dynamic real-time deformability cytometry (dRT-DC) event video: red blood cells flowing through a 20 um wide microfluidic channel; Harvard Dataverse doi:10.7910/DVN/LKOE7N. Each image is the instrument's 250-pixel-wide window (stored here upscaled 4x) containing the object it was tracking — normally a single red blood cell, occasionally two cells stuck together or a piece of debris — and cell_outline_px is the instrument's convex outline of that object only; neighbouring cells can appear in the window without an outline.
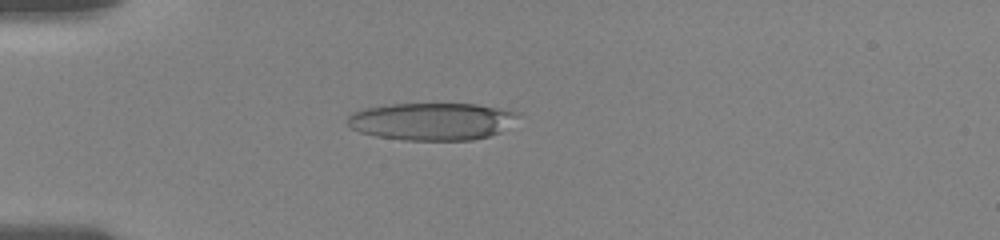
{"species": "human", "species_latin": "Homo sapiens", "temperature_condition": "room temperature", "stored_images_in_passage": 48, "camera_frame_rate_fps": 3000, "um_per_image_px": 0.085, "donor": {"sex": "female"}, "frame": {"image": 1, "passage_image": 12, "time_ms": 4.667, "image_size_px": [1000, 240], "cell_outline_px": [[520, 116], [500, 132], [488, 136], [472, 140], [404, 140], [376, 136], [360, 132], [352, 128], [348, 124], [348, 116], [352, 112], [364, 108], [392, 104], [476, 104], [508, 108], [520, 112]], "centroid_in_image_um": [36.75, 10.31], "position_along_channel_um": 48.2, "area_um2": 37.4}}
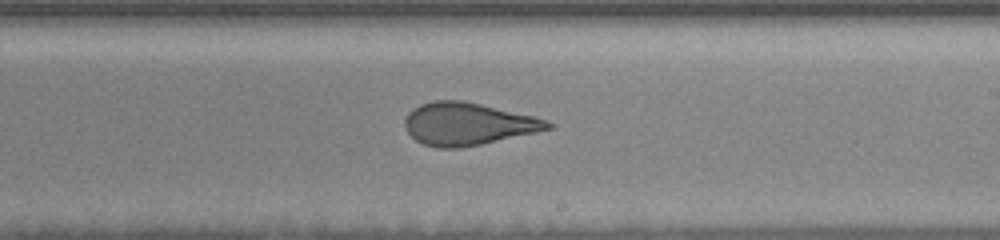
{"frame": {"image": 2, "passage_image": 30, "time_ms": 10.667, "image_size_px": [1000, 240], "cell_outline_px": [[556, 124], [552, 128], [480, 144], [460, 148], [436, 148], [424, 144], [416, 140], [408, 132], [404, 124], [404, 120], [408, 112], [412, 108], [420, 104], [436, 100], [460, 100], [480, 104], [536, 116], [548, 120]], "centroid_in_image_um": [39.76, 10.52], "position_along_channel_um": 249.2, "area_um2": 35.26}}
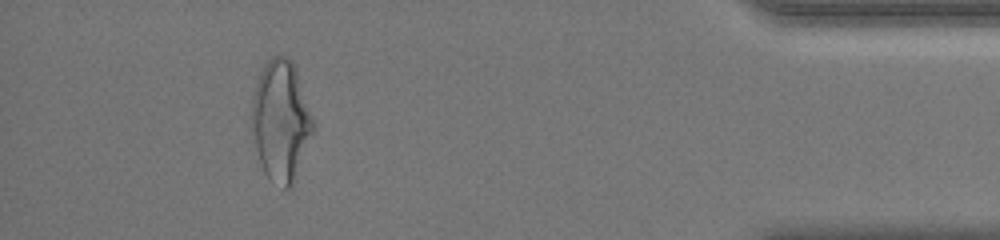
{"frame": {"image": 3, "passage_image": 45, "time_ms": 16.333, "image_size_px": [1000, 240], "cell_outline_px": [[316, 132], [292, 188], [284, 188], [268, 176], [264, 172], [260, 164], [256, 148], [252, 128], [252, 96], [260, 72], [264, 64], [272, 56], [288, 56], [292, 60], [296, 68], [316, 124]], "centroid_in_image_um": [23.93, 10.27], "position_along_channel_um": 411.3, "area_um2": 43.87}, "authors_computed_cell_mechanics": {"area_um2": 37.1654, "velocity_mm_per_s": 3.6915, "shape_relaxation_time_tau1_ms": 5.5412, "shape_relaxation_time_tau2_ms": 1.3973, "deformation_change_tau1": 0.1851, "deformation_change_tau2": 0.1031}}